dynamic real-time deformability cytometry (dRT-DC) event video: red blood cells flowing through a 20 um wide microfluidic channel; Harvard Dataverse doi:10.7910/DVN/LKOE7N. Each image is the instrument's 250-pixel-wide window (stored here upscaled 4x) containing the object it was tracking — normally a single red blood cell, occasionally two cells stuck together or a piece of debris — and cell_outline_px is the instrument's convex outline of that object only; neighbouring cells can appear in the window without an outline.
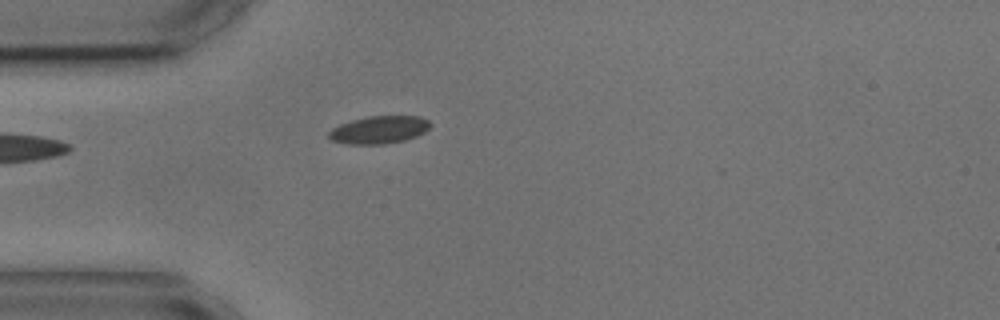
{"species": "common noctule bat (a hibernating species)", "species_latin": "Nyctalus noctula", "temperature_condition": "cold", "stored_images_in_passage": 2, "camera_frame_rate_fps": 3000, "um_per_image_px": 0.085, "animal": {"sex": "male", "body_mass_g": 17.9, "forearm_length_mm": 54.2}, "frame": {"image": 1, "passage_image": 2, "time_ms": 2.333, "image_size_px": [1000, 320], "cell_outline_px": [[432, 124], [424, 132], [416, 136], [404, 140], [384, 144], [348, 144], [332, 140], [328, 136], [328, 132], [332, 128], [340, 124], [352, 120], [368, 116], [420, 116], [428, 120]], "centroid_in_image_um": [32.22, 11.03], "position_along_channel_um": 52.8, "area_um2": 16.3}}